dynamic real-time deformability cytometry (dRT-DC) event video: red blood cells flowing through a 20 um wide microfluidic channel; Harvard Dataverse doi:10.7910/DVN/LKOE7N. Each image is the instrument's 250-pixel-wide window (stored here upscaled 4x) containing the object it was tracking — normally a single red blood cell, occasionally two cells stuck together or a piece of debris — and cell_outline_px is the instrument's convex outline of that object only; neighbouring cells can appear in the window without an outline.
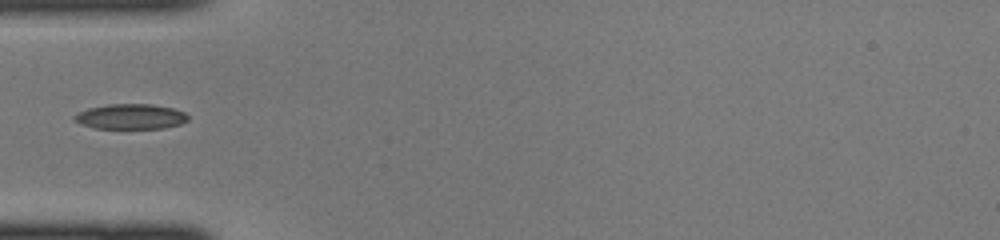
{"species": "common noctule bat (a hibernating species)", "species_latin": "Nyctalus noctula", "temperature_condition": "cold", "stored_images_in_passage": 31, "camera_frame_rate_fps": 3000, "um_per_image_px": 0.085, "animal": {"sex": "female", "body_mass_g": 22.0, "forearm_length_mm": 56.7}, "frame": {"image": 1, "passage_image": 1, "time_ms": 0.0, "image_size_px": [1000, 240], "cell_outline_px": [[188, 120], [180, 124], [164, 128], [96, 128], [80, 124], [72, 120], [72, 116], [76, 112], [88, 108], [108, 104], [152, 104], [172, 108], [184, 112], [188, 116]], "centroid_in_image_um": [11.05, 9.9], "position_along_channel_um": 73.9, "area_um2": 16.76}}
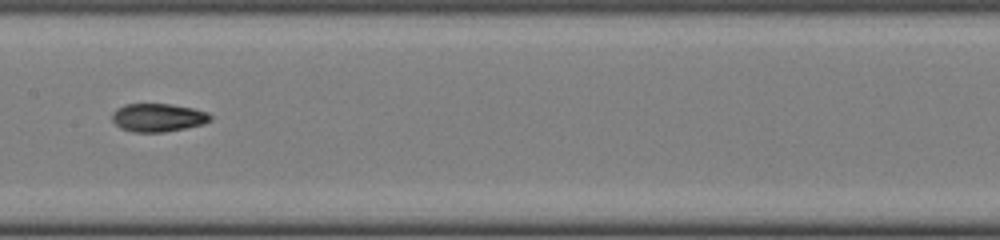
{"frame": {"image": 2, "passage_image": 9, "time_ms": 2.667, "image_size_px": [1000, 240], "cell_outline_px": [[212, 120], [204, 124], [164, 132], [132, 132], [120, 128], [112, 120], [112, 112], [116, 108], [124, 104], [172, 104], [192, 108], [208, 112], [212, 116]], "centroid_in_image_um": [13.43, 9.99], "position_along_channel_um": 194.0, "area_um2": 16.3}}
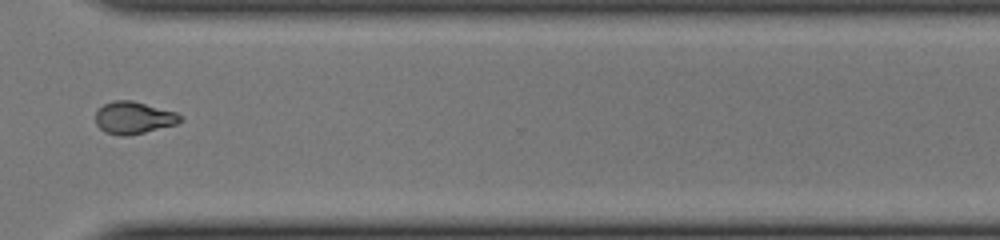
{"frame": {"image": 3, "passage_image": 20, "time_ms": 6.333, "image_size_px": [1000, 240], "cell_outline_px": [[184, 120], [176, 124], [128, 136], [120, 136], [104, 132], [96, 124], [96, 112], [104, 104], [112, 100], [132, 100], [176, 112]], "centroid_in_image_um": [11.35, 10.01], "position_along_channel_um": 359.3, "area_um2": 15.9}}